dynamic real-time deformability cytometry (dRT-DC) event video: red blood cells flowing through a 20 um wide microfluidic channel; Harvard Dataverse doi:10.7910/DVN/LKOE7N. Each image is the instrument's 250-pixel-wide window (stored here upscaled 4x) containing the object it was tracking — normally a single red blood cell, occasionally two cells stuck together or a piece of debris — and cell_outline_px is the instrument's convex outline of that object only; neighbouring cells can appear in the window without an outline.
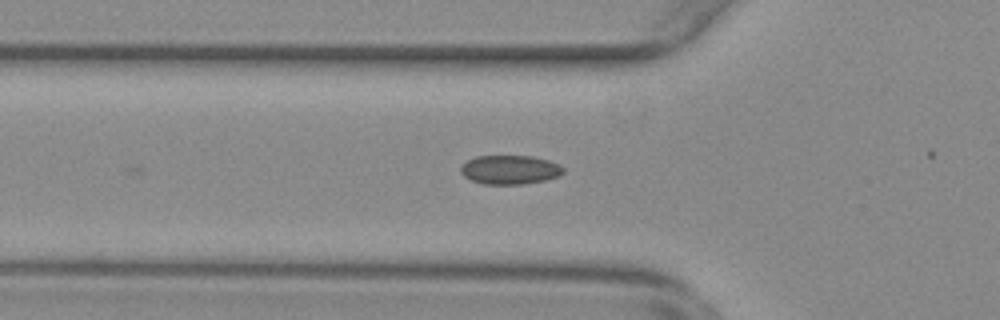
{"species": "common noctule bat (a hibernating species)", "species_latin": "Nyctalus noctula", "temperature_condition": "warm", "stored_images_in_passage": 3, "camera_frame_rate_fps": 3000, "um_per_image_px": 0.085, "animal": {"sex": "female", "body_mass_g": 29.2, "forearm_length_mm": 56.3}, "frame": {"image": 1, "passage_image": 2, "time_ms": 0.333, "image_size_px": [1000, 320], "cell_outline_px": [[564, 172], [560, 176], [544, 180], [524, 184], [484, 184], [472, 180], [464, 176], [460, 172], [460, 168], [468, 160], [476, 156], [532, 156], [548, 160], [560, 164], [564, 168]], "centroid_in_image_um": [43.37, 14.42], "position_along_channel_um": 82.4, "area_um2": 17.34}}